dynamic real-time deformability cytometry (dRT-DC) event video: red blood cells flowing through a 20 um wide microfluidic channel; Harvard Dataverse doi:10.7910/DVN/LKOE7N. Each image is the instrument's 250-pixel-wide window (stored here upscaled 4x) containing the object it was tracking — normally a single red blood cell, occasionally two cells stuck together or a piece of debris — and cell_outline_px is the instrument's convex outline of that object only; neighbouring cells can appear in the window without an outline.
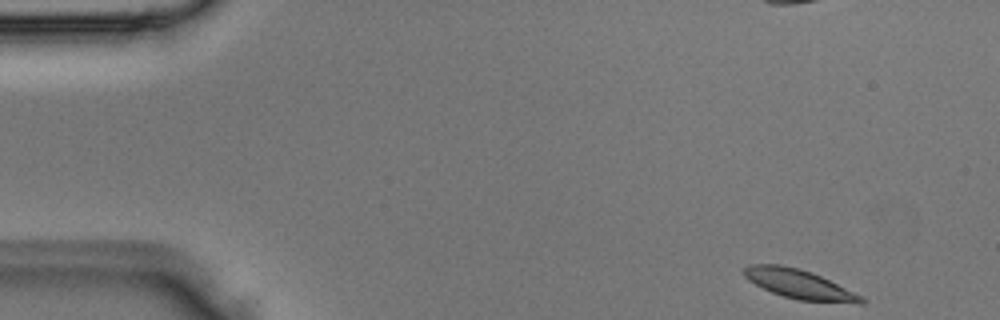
{"species": "Egyptian fruit bat (a non-hibernating species)", "species_latin": "Rousettus aegyptiacus", "temperature_condition": "room temperature", "stored_images_in_passage": 3, "camera_frame_rate_fps": 3000, "um_per_image_px": 0.085, "animal": {"sex": "male"}, "frame": {"image": 1, "passage_image": 1, "time_ms": 0.0, "image_size_px": [1000, 320], "cell_outline_px": [[868, 300], [864, 304], [856, 304], [796, 300], [772, 292], [748, 280], [744, 276], [744, 268], [748, 264], [780, 264], [800, 268], [812, 272], [864, 296]], "centroid_in_image_um": [68.02, 24.17], "position_along_channel_um": 17.0, "area_um2": 20.29}}